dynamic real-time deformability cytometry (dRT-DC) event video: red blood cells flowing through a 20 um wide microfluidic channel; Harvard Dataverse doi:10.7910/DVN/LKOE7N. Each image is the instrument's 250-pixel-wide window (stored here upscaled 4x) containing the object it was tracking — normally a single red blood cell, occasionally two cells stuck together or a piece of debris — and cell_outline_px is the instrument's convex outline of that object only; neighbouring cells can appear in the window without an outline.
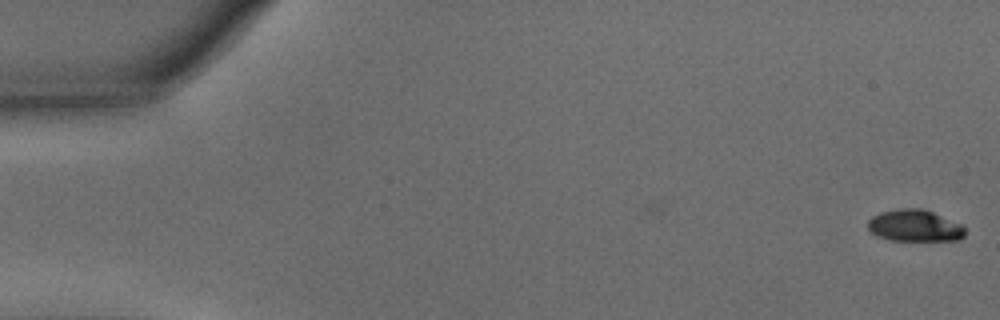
{"species": "common noctule bat (a hibernating species)", "species_latin": "Nyctalus noctula", "temperature_condition": "warm", "stored_images_in_passage": 49, "camera_frame_rate_fps": 3000, "um_per_image_px": 0.085, "animal": {"sex": "male", "body_mass_g": 15.6}, "frame": {"image": 1, "passage_image": 1, "time_ms": 0.0, "image_size_px": [1000, 320], "cell_outline_px": [[964, 236], [960, 240], [888, 240], [876, 236], [868, 228], [868, 220], [872, 216], [880, 212], [900, 208], [920, 208], [932, 212], [964, 224]], "centroid_in_image_um": [77.75, 19.18], "position_along_channel_um": 7.3, "area_um2": 18.09}}
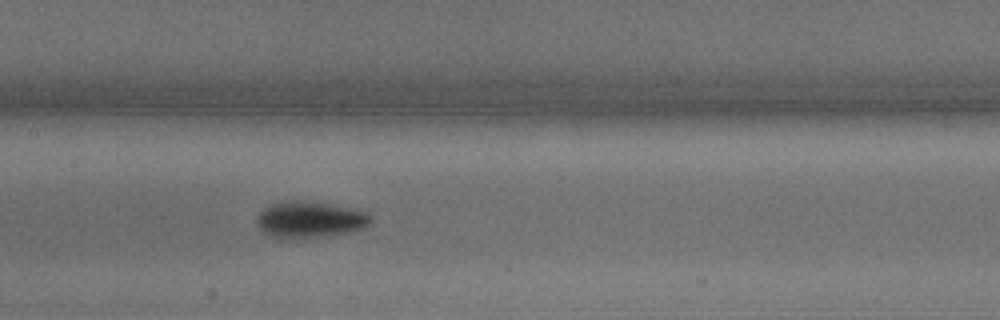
{"frame": {"image": 2, "passage_image": 28, "time_ms": 9.0, "image_size_px": [1000, 320], "cell_outline_px": [[372, 220], [368, 224], [360, 228], [348, 232], [324, 236], [272, 236], [264, 232], [256, 224], [256, 216], [264, 208], [272, 204], [288, 200], [312, 200], [332, 204], [368, 212], [372, 216]], "centroid_in_image_um": [26.35, 18.61], "position_along_channel_um": 181.1, "area_um2": 23.7}}
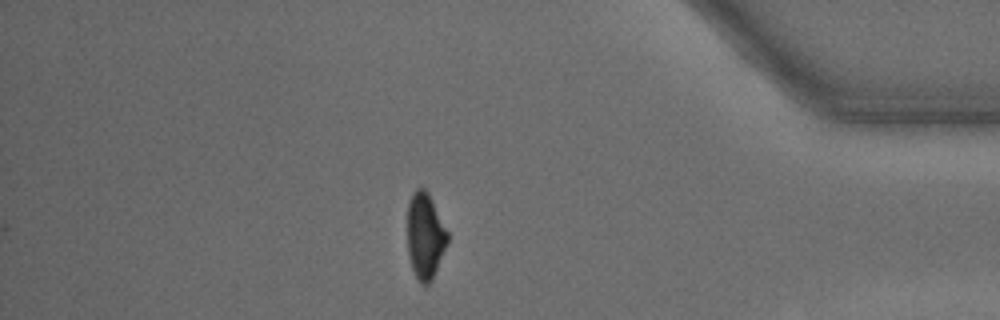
{"frame": {"image": 3, "passage_image": 49, "time_ms": 16.0, "image_size_px": [1000, 320], "cell_outline_px": [[448, 240], [432, 280], [428, 284], [420, 284], [412, 268], [408, 256], [408, 200], [412, 192], [416, 188], [424, 188], [428, 192], [448, 232]], "centroid_in_image_um": [36.12, 20.03], "position_along_channel_um": 399.1, "area_um2": 20.0}, "authors_computed_cell_mechanics": {"area_um2": 21.3282, "velocity_mm_per_s": 3.6019, "shape_relaxation_time_tau1_ms": 1.9709, "shape_relaxation_time_tau2_ms": 4.9462, "deformation_change_tau1": 0.1349, "deformation_change_tau2": 0.0808}}